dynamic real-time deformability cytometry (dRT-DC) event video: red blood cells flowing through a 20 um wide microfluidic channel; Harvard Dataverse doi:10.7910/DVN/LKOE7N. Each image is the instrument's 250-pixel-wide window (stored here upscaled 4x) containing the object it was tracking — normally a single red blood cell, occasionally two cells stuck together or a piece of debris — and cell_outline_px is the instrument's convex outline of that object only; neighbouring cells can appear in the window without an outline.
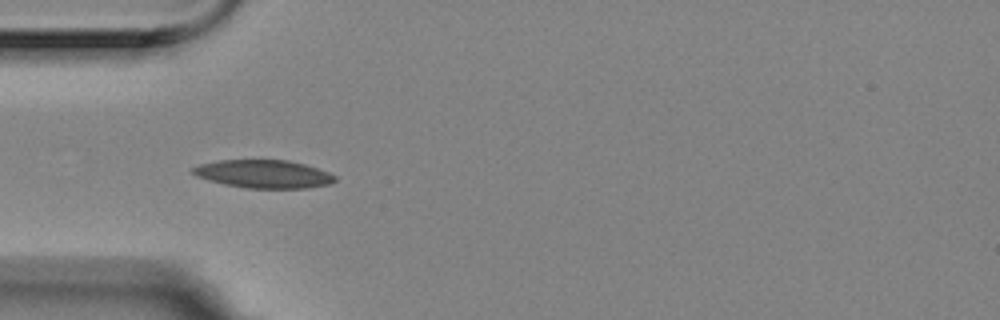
{"species": "Egyptian fruit bat (a non-hibernating species)", "species_latin": "Rousettus aegyptiacus", "temperature_condition": "room temperature", "stored_images_in_passage": 3, "camera_frame_rate_fps": 3000, "um_per_image_px": 0.085, "animal": {"sex": "female"}, "frame": {"image": 1, "passage_image": 3, "time_ms": 0.667, "image_size_px": [1000, 320], "cell_outline_px": [[336, 180], [328, 184], [308, 188], [244, 188], [224, 184], [208, 180], [196, 176], [192, 172], [192, 168], [200, 164], [220, 160], [288, 160], [304, 164], [328, 172], [336, 176]], "centroid_in_image_um": [22.4, 14.79], "position_along_channel_um": 62.6, "area_um2": 23.18}}